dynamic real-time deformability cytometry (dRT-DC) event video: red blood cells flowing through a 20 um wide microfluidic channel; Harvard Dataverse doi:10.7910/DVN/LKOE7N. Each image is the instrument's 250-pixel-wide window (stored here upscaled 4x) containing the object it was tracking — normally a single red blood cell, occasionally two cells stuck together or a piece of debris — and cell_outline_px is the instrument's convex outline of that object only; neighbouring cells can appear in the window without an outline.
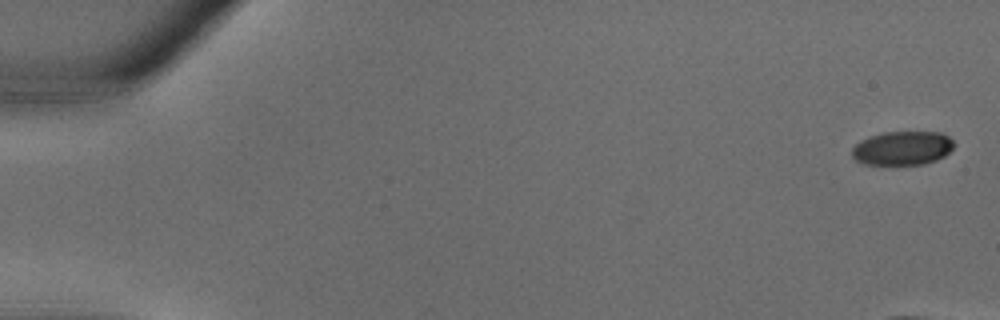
{"species": "common noctule bat (a hibernating species)", "species_latin": "Nyctalus noctula", "temperature_condition": "warm", "stored_images_in_passage": 12, "camera_frame_rate_fps": 3000, "um_per_image_px": 0.085, "animal": {"sex": "male", "body_mass_g": 18.8}, "frame": {"image": 1, "passage_image": 1, "time_ms": 0.0, "image_size_px": [1000, 320], "cell_outline_px": [[956, 144], [944, 156], [936, 160], [924, 164], [864, 164], [856, 160], [852, 156], [852, 148], [860, 140], [884, 132], [940, 132], [948, 136]], "centroid_in_image_um": [76.72, 12.59], "position_along_channel_um": 8.3, "area_um2": 20.06}}
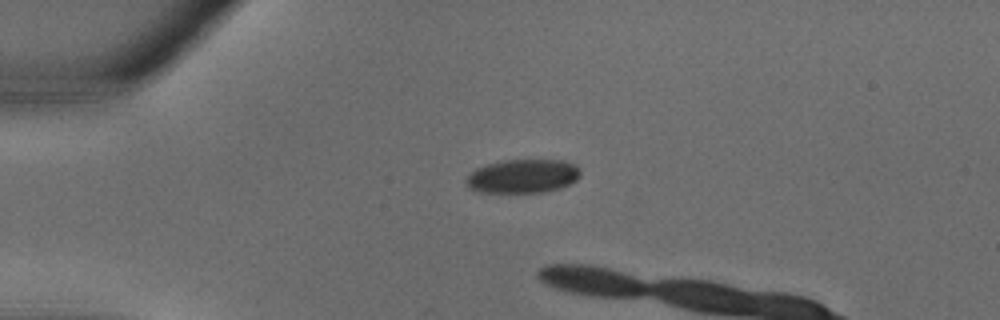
{"frame": {"image": 2, "passage_image": 9, "time_ms": 2.667, "image_size_px": [1000, 320], "cell_outline_px": [[580, 176], [576, 180], [560, 188], [544, 192], [476, 192], [468, 188], [464, 184], [464, 180], [476, 168], [488, 164], [504, 160], [564, 160], [576, 164], [580, 168]], "centroid_in_image_um": [44.43, 14.97], "position_along_channel_um": 40.6, "area_um2": 22.66}}